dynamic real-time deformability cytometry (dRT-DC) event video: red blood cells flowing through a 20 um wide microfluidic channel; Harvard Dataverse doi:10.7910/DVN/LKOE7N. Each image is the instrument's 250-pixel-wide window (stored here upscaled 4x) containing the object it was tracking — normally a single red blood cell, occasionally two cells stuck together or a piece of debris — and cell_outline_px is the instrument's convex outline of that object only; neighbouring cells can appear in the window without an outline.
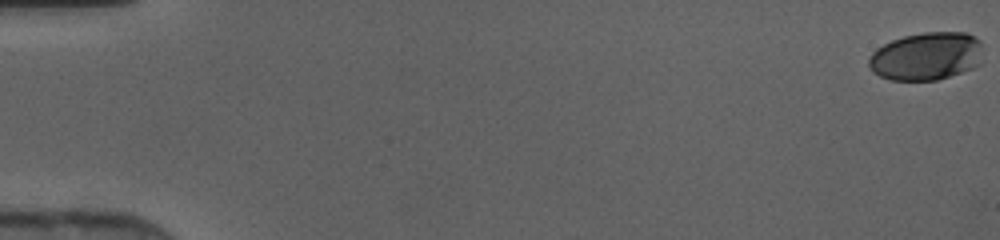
{"species": "human", "species_latin": "Homo sapiens", "temperature_condition": "cold", "stored_images_in_passage": 47, "camera_frame_rate_fps": 3000, "um_per_image_px": 0.085, "donor": {"sex": "female"}, "frame": {"image": 1, "passage_image": 1, "time_ms": 0.0, "image_size_px": [1000, 240], "cell_outline_px": [[980, 64], [972, 68], [936, 80], [892, 80], [880, 76], [872, 72], [868, 64], [868, 60], [872, 52], [876, 48], [892, 40], [904, 36], [924, 32], [964, 32], [976, 36], [980, 40]], "centroid_in_image_um": [78.71, 4.77], "position_along_channel_um": 6.3, "area_um2": 31.85}}
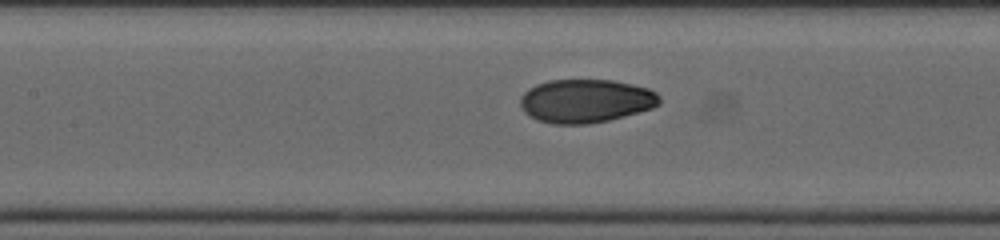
{"frame": {"image": 2, "passage_image": 23, "time_ms": 7.333, "image_size_px": [1000, 240], "cell_outline_px": [[660, 104], [652, 108], [624, 116], [608, 120], [588, 124], [552, 124], [536, 120], [524, 112], [520, 108], [520, 96], [528, 88], [536, 84], [548, 80], [612, 80], [632, 84], [648, 88], [656, 92], [660, 96]], "centroid_in_image_um": [49.76, 8.58], "position_along_channel_um": 157.6, "area_um2": 35.55}}
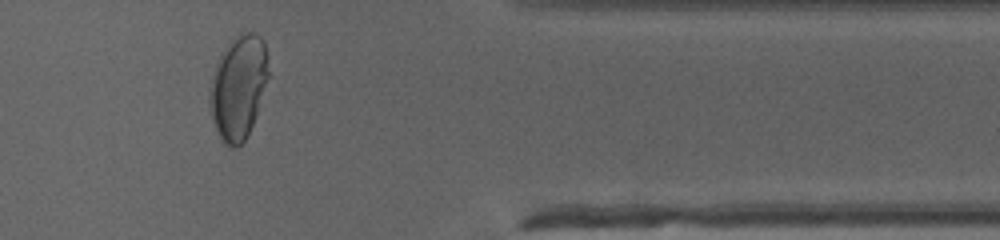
{"frame": {"image": 3, "passage_image": 40, "time_ms": 13.0, "image_size_px": [1000, 240], "cell_outline_px": [[272, 76], [256, 116], [244, 140], [236, 148], [232, 148], [224, 144], [220, 140], [212, 116], [208, 100], [208, 88], [220, 52], [240, 32], [256, 32], [264, 40], [268, 56]], "centroid_in_image_um": [20.31, 7.37], "position_along_channel_um": 391.1, "area_um2": 36.65}}